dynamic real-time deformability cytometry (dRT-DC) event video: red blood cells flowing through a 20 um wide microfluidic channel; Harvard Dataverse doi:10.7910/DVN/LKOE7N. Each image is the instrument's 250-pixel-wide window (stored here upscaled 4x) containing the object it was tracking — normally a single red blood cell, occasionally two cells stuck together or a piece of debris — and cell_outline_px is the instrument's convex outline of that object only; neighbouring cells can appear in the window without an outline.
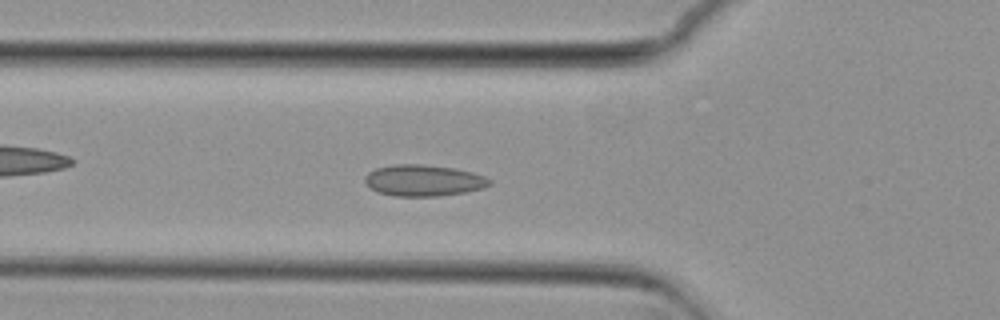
{"species": "common noctule bat (a hibernating species)", "species_latin": "Nyctalus noctula", "temperature_condition": "cold", "stored_images_in_passage": 55, "camera_frame_rate_fps": 3000, "um_per_image_px": 0.085, "animal": {"sex": "female", "body_mass_g": 29.2, "forearm_length_mm": 56.3}, "frame": {"image": 1, "passage_image": 19, "time_ms": 6.0, "image_size_px": [1000, 320], "cell_outline_px": [[492, 184], [484, 188], [464, 192], [436, 196], [396, 196], [380, 192], [372, 188], [364, 180], [364, 176], [368, 172], [376, 168], [392, 164], [424, 164], [452, 168], [472, 172], [484, 176], [492, 180]], "centroid_in_image_um": [36.02, 15.33], "position_along_channel_um": 89.8, "area_um2": 22.66}}
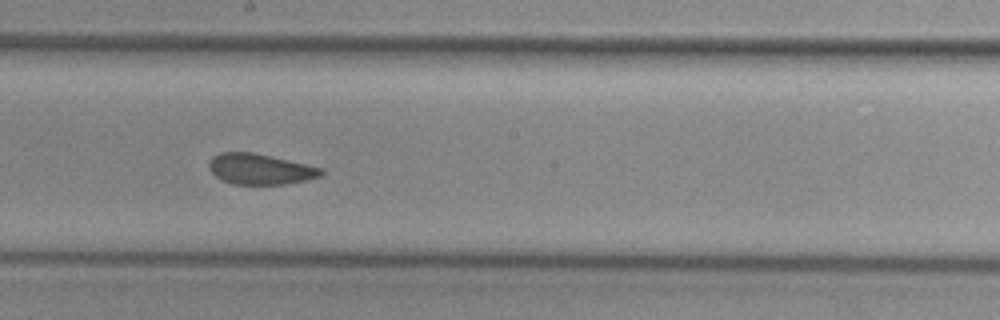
{"frame": {"image": 2, "passage_image": 30, "time_ms": 9.667, "image_size_px": [1000, 320], "cell_outline_px": [[324, 172], [320, 176], [288, 184], [232, 184], [216, 176], [208, 168], [208, 160], [212, 156], [220, 152], [252, 152], [272, 156], [324, 168]], "centroid_in_image_um": [22.1, 14.36], "position_along_channel_um": 226.1, "area_um2": 20.11}}
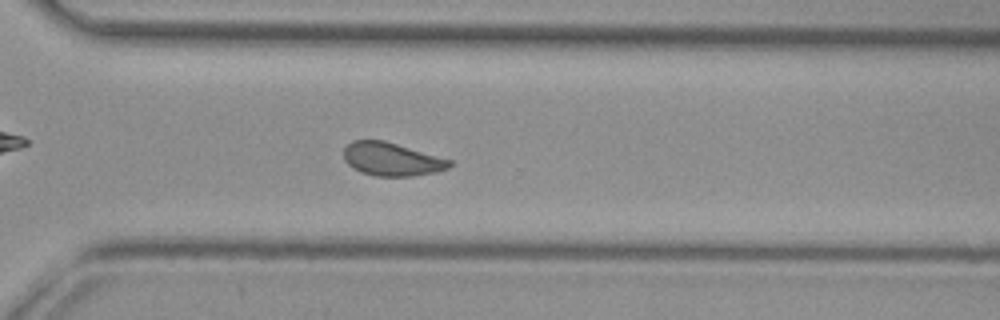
{"frame": {"image": 3, "passage_image": 39, "time_ms": 12.667, "image_size_px": [1000, 320], "cell_outline_px": [[452, 164], [448, 168], [436, 172], [412, 176], [376, 176], [360, 172], [352, 168], [344, 160], [344, 148], [352, 140], [384, 140], [452, 160]], "centroid_in_image_um": [33.28, 13.53], "position_along_channel_um": 337.3, "area_um2": 20.52}, "authors_computed_cell_mechanics": {"area_um2": 21.1548, "velocity_mm_per_s": 3.714, "shape_relaxation_time_tau1_ms": null, "shape_relaxation_time_tau2_ms": 1.0688, "deformation_change_tau1": null, "deformation_change_tau2": 0.0601}}